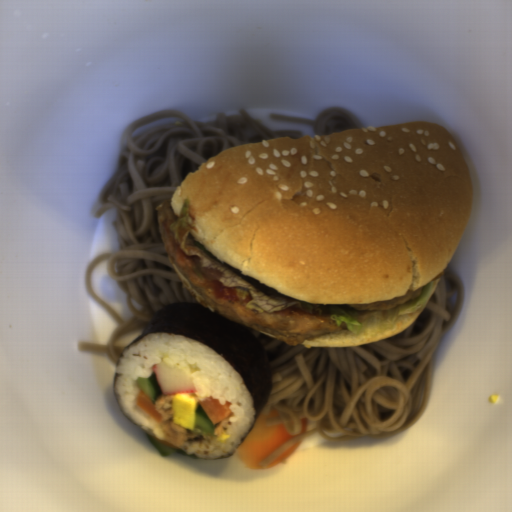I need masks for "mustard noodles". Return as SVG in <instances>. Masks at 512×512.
<instances>
[{
  "instance_id": "964a15a8",
  "label": "mustard noodles",
  "mask_w": 512,
  "mask_h": 512,
  "mask_svg": "<svg viewBox=\"0 0 512 512\" xmlns=\"http://www.w3.org/2000/svg\"><path fill=\"white\" fill-rule=\"evenodd\" d=\"M275 121H287L312 127L313 136L332 134L349 129L365 128L359 119L346 108L332 107L321 112L315 120L270 115Z\"/></svg>"
},
{
  "instance_id": "7f7daa86",
  "label": "mustard noodles",
  "mask_w": 512,
  "mask_h": 512,
  "mask_svg": "<svg viewBox=\"0 0 512 512\" xmlns=\"http://www.w3.org/2000/svg\"><path fill=\"white\" fill-rule=\"evenodd\" d=\"M237 112H219L215 120L197 121L170 108L124 127L121 138L126 146L116 171L98 195L100 207L93 215L96 219L114 210L112 226L119 250L99 254L84 274L88 296L111 314L118 328L106 344L80 342L76 350L107 354L118 368L129 347L118 345V339L143 331L162 306L198 303L168 258L156 208L167 200L171 202L188 173L226 149L283 137H306L296 130H274L245 109ZM107 260V270L126 294L127 306L134 314L128 321L120 319L91 288L90 271Z\"/></svg>"
},
{
  "instance_id": "0af2e427",
  "label": "mustard noodles",
  "mask_w": 512,
  "mask_h": 512,
  "mask_svg": "<svg viewBox=\"0 0 512 512\" xmlns=\"http://www.w3.org/2000/svg\"><path fill=\"white\" fill-rule=\"evenodd\" d=\"M464 286L449 265L429 301L402 332L343 347L289 345L253 330L272 369V392L261 413L290 436L261 462L266 466L291 446L318 433L330 441L386 439L417 422L429 401L434 353L462 312Z\"/></svg>"
}]
</instances>
